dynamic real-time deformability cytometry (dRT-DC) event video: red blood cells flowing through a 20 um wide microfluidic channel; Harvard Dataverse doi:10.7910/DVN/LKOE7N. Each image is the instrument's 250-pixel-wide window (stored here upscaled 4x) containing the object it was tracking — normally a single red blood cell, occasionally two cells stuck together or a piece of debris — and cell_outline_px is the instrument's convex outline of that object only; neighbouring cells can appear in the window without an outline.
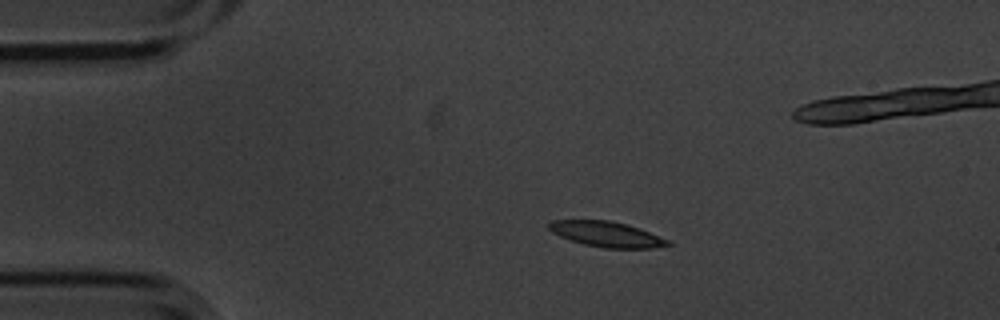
{"species": "common noctule bat (a hibernating species)", "species_latin": "Nyctalus noctula", "temperature_condition": "cold", "stored_images_in_passage": 8, "segment_of_instrument_passage": [1, 2], "camera_frame_rate_fps": 3000, "um_per_image_px": 0.085, "animal": {"sex": "male", "body_mass_g": 20.1, "forearm_length_mm": 53.5}, "frame": {"image": 1, "passage_image": 3, "time_ms": 0.667, "image_size_px": [1000, 320], "cell_outline_px": [[672, 244], [652, 248], [604, 248], [584, 244], [560, 236], [552, 232], [548, 228], [548, 224], [552, 220], [608, 220], [640, 228], [668, 240]], "centroid_in_image_um": [51.54, 19.9], "position_along_channel_um": 33.5, "area_um2": 17.34}}
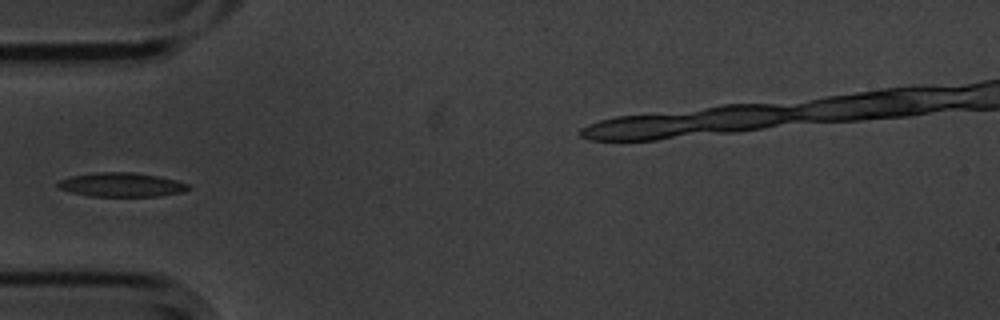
{"frame": {"image": 2, "passage_image": 5, "time_ms": 1.333, "image_size_px": [1000, 320], "cell_outline_px": [[192, 188], [184, 192], [160, 196], [92, 196], [72, 192], [60, 188], [56, 184], [60, 180], [72, 176], [92, 172], [132, 172], [160, 176], [176, 180], [188, 184]], "centroid_in_image_um": [10.38, 15.69], "position_along_channel_um": 74.6, "area_um2": 18.32}}
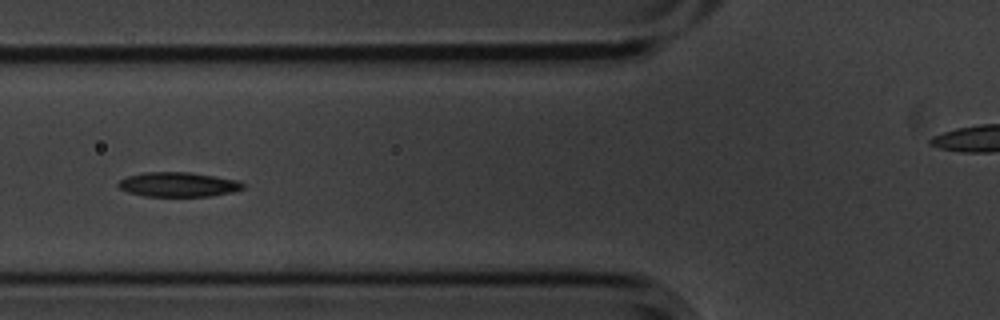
{"frame": {"image": 3, "passage_image": 6, "time_ms": 1.667, "image_size_px": [1000, 320], "cell_outline_px": [[244, 188], [232, 192], [212, 196], [144, 196], [128, 192], [120, 188], [116, 184], [120, 180], [128, 176], [144, 172], [188, 172], [236, 180], [244, 184]], "centroid_in_image_um": [15.12, 15.68], "position_along_channel_um": 110.7, "area_um2": 17.69}}